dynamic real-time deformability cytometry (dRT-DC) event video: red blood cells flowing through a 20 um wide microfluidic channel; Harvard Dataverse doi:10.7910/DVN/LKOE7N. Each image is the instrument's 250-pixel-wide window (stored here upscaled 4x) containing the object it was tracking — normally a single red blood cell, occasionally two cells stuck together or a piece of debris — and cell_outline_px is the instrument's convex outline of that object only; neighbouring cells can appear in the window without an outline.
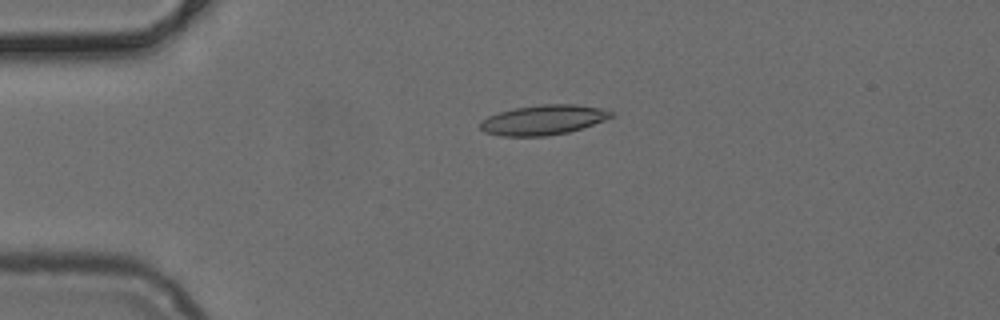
{"species": "common noctule bat (a hibernating species)", "species_latin": "Nyctalus noctula", "temperature_condition": "cold", "stored_images_in_passage": 40, "camera_frame_rate_fps": 3000, "um_per_image_px": 0.085, "animal": {"sex": "female", "body_mass_g": 24.6, "forearm_length_mm": 56.2}, "frame": {"image": 1, "passage_image": 1, "time_ms": 0.0, "image_size_px": [1000, 320], "cell_outline_px": [[612, 116], [604, 120], [568, 132], [544, 136], [500, 136], [484, 132], [480, 128], [480, 120], [488, 116], [500, 112], [516, 108], [540, 104], [576, 104], [600, 108], [612, 112]], "centroid_in_image_um": [46.12, 10.19], "position_along_channel_um": 38.9, "area_um2": 22.54}}
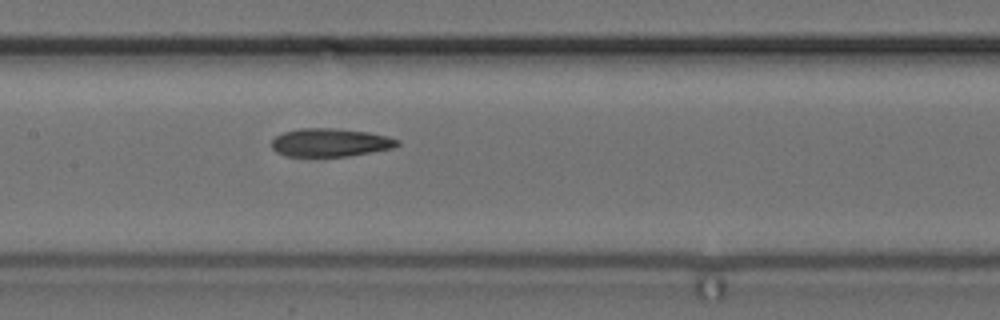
{"frame": {"image": 2, "passage_image": 14, "time_ms": 4.333, "image_size_px": [1000, 320], "cell_outline_px": [[400, 144], [392, 148], [372, 152], [348, 156], [284, 156], [276, 152], [272, 148], [272, 140], [276, 136], [284, 132], [300, 128], [336, 128], [368, 132], [388, 136], [400, 140]], "centroid_in_image_um": [28.08, 12.11], "position_along_channel_um": 179.3, "area_um2": 20.75}}
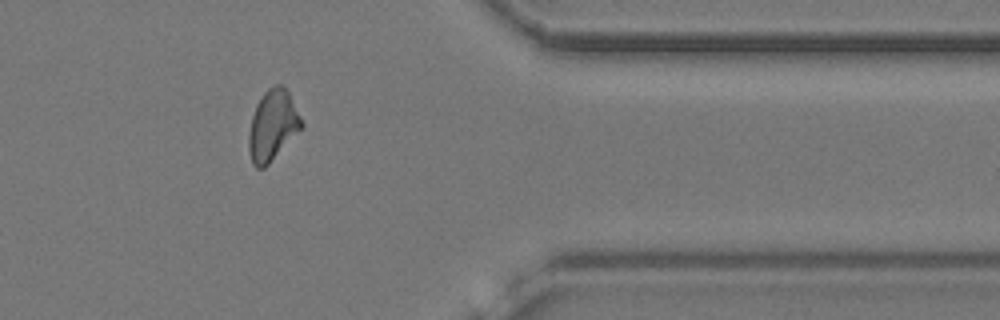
{"frame": {"image": 3, "passage_image": 31, "time_ms": 10.0, "image_size_px": [1000, 320], "cell_outline_px": [[304, 128], [264, 168], [256, 168], [252, 164], [248, 148], [248, 136], [252, 116], [256, 104], [264, 92], [272, 84], [280, 84], [288, 92], [304, 124]], "centroid_in_image_um": [23.18, 10.67], "position_along_channel_um": 388.2, "area_um2": 21.79}}